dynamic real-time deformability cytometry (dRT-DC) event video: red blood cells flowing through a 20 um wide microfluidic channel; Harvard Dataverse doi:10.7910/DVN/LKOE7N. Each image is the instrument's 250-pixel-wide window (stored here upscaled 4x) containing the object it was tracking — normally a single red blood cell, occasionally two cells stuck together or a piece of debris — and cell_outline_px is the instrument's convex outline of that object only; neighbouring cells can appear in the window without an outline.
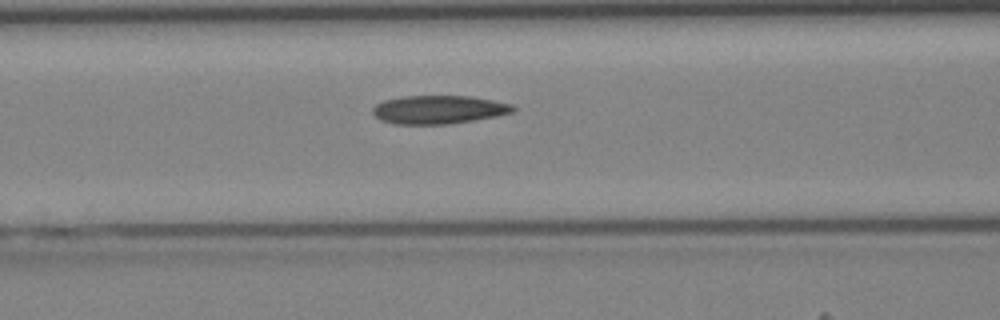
{"species": "Egyptian fruit bat (a non-hibernating species)", "species_latin": "Rousettus aegyptiacus", "temperature_condition": "cold", "stored_images_in_passage": 43, "camera_frame_rate_fps": 3000, "um_per_image_px": 0.085, "animal": {"sex": "female"}, "frame": {"image": 1, "passage_image": 18, "time_ms": 5.667, "image_size_px": [1000, 320], "cell_outline_px": [[516, 112], [500, 116], [476, 120], [448, 124], [392, 124], [380, 120], [372, 112], [372, 108], [376, 104], [384, 100], [404, 96], [468, 96], [492, 100], [512, 104], [516, 108]], "centroid_in_image_um": [37.32, 9.32], "position_along_channel_um": 129.3, "area_um2": 23.47}}
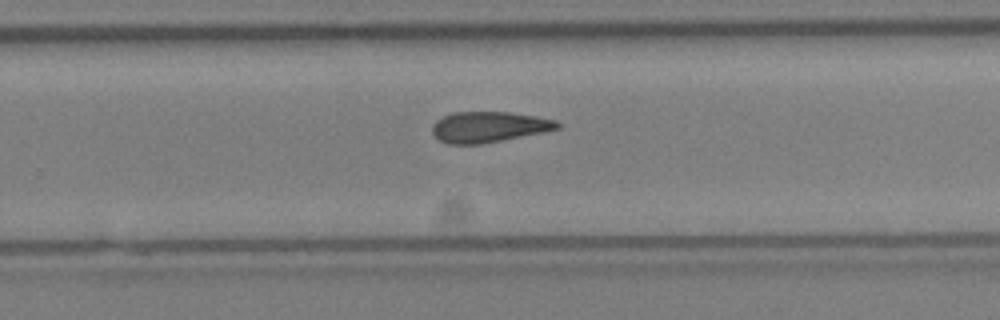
{"frame": {"image": 2, "passage_image": 28, "time_ms": 9.0, "image_size_px": [1000, 320], "cell_outline_px": [[560, 128], [544, 132], [480, 144], [448, 144], [440, 140], [432, 132], [432, 124], [436, 120], [444, 116], [456, 112], [512, 112], [536, 116], [556, 120], [560, 124]], "centroid_in_image_um": [41.56, 10.78], "position_along_channel_um": 288.2, "area_um2": 22.31}}
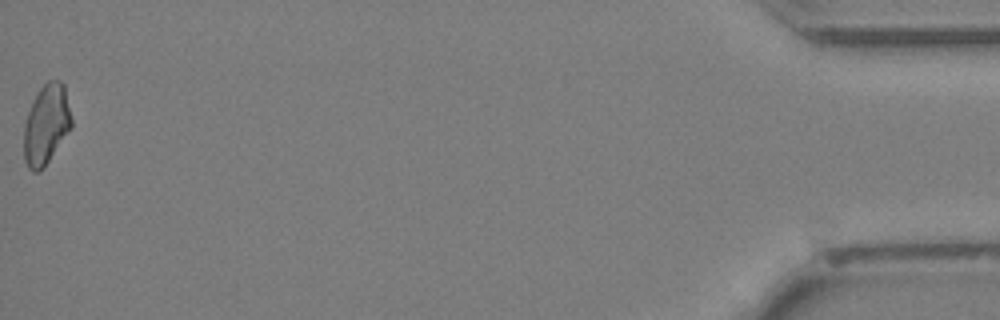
{"frame": {"image": 3, "passage_image": 43, "time_ms": 14.0, "image_size_px": [1000, 320], "cell_outline_px": [[72, 128], [44, 168], [40, 172], [32, 172], [28, 168], [24, 160], [24, 124], [28, 112], [40, 88], [48, 80], [60, 80], [64, 84], [72, 120]], "centroid_in_image_um": [3.94, 10.62], "position_along_channel_um": 431.3, "area_um2": 22.31}}